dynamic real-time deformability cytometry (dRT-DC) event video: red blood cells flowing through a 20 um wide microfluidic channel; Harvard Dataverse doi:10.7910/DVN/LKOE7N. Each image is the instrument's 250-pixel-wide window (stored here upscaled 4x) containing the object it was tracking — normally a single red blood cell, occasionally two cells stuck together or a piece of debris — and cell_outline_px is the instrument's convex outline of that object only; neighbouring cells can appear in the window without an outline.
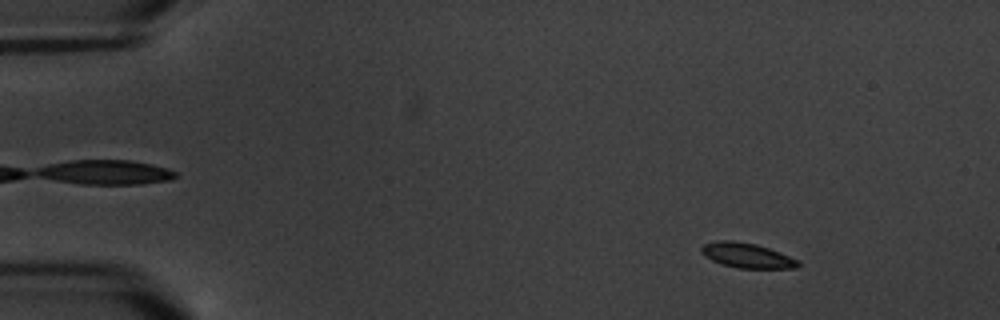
{"species": "common noctule bat (a hibernating species)", "species_latin": "Nyctalus noctula", "temperature_condition": "warm", "stored_images_in_passage": 4, "camera_frame_rate_fps": 3000, "um_per_image_px": 0.085, "animal": {"sex": "male", "body_mass_g": 20.1, "forearm_length_mm": 53.5}, "frame": {"image": 1, "passage_image": 1, "time_ms": 0.0, "image_size_px": [1000, 320], "cell_outline_px": [[800, 264], [796, 268], [740, 268], [720, 264], [704, 256], [700, 252], [700, 248], [704, 244], [716, 240], [732, 240], [756, 244], [780, 252], [800, 260]], "centroid_in_image_um": [63.47, 21.71], "position_along_channel_um": 21.5, "area_um2": 14.16}}
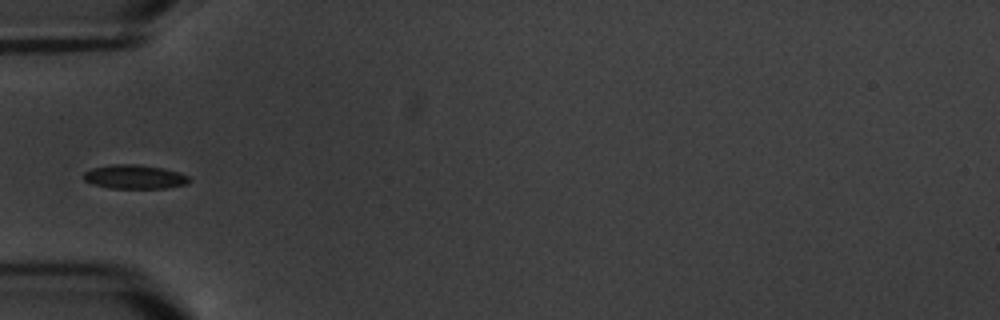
{"frame": {"image": 2, "passage_image": 4, "time_ms": 4.333, "image_size_px": [1000, 320], "cell_outline_px": [[192, 180], [188, 184], [168, 188], [112, 188], [92, 184], [84, 180], [84, 172], [92, 168], [112, 164], [140, 164], [160, 168], [176, 172], [188, 176]], "centroid_in_image_um": [11.45, 15.03], "position_along_channel_um": 73.6, "area_um2": 14.74}}